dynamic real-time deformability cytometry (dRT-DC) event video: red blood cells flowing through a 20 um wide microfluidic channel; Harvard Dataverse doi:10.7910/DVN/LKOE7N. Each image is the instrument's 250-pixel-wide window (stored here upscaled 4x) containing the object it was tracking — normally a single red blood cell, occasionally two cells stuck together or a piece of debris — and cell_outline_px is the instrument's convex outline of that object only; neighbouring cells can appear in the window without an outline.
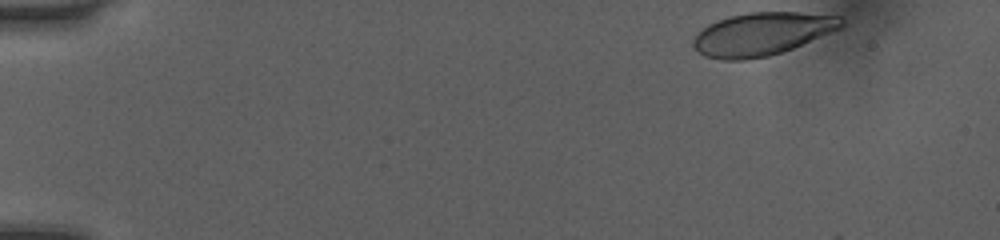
{"species": "human", "species_latin": "Homo sapiens", "temperature_condition": "room temperature", "stored_images_in_passage": 40, "camera_frame_rate_fps": 3000, "um_per_image_px": 0.085, "donor": {"sex": "female"}, "frame": {"image": 1, "passage_image": 1, "time_ms": 0.0, "image_size_px": [1000, 240], "cell_outline_px": [[844, 24], [840, 28], [792, 48], [768, 56], [744, 60], [720, 60], [704, 56], [692, 44], [692, 40], [708, 24], [716, 20], [728, 16], [748, 12], [800, 12], [840, 16], [844, 20]], "centroid_in_image_um": [64.75, 2.87], "position_along_channel_um": 20.2, "area_um2": 36.82}}
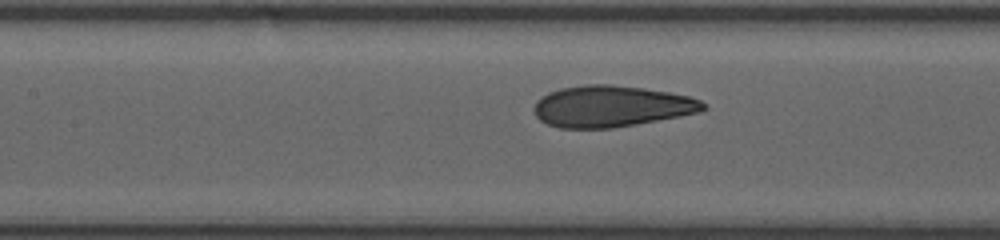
{"frame": {"image": 2, "passage_image": 20, "time_ms": 6.333, "image_size_px": [1000, 240], "cell_outline_px": [[708, 108], [700, 112], [680, 116], [636, 124], [612, 128], [560, 128], [548, 124], [540, 120], [536, 116], [532, 108], [536, 100], [540, 96], [548, 92], [560, 88], [584, 84], [612, 84], [644, 88], [668, 92], [688, 96], [700, 100]], "centroid_in_image_um": [51.92, 9.03], "position_along_channel_um": 155.5, "area_um2": 40.98}}
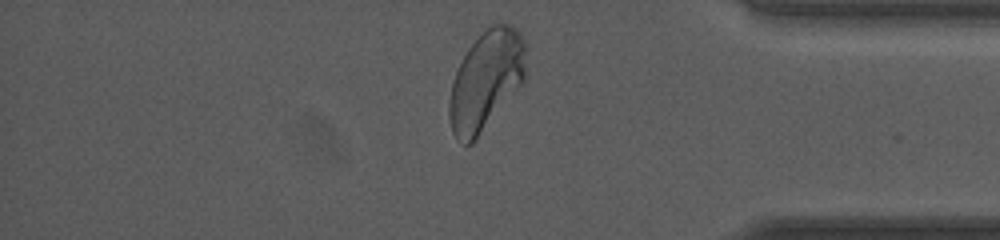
{"frame": {"image": 3, "passage_image": 39, "time_ms": 12.667, "image_size_px": [1000, 240], "cell_outline_px": [[528, 48], [524, 84], [472, 144], [464, 144], [456, 140], [452, 132], [448, 116], [448, 104], [452, 80], [468, 48], [484, 28], [492, 24], [512, 24], [520, 32]], "centroid_in_image_um": [41.35, 6.83], "position_along_channel_um": 393.9, "area_um2": 45.43}, "authors_computed_cell_mechanics": {"area_um2": 40.171, "velocity_mm_per_s": 4.0442, "shape_relaxation_time_tau1_ms": 5.8903, "shape_relaxation_time_tau2_ms": null, "deformation_change_tau1": 0.1835, "deformation_change_tau2": null}}